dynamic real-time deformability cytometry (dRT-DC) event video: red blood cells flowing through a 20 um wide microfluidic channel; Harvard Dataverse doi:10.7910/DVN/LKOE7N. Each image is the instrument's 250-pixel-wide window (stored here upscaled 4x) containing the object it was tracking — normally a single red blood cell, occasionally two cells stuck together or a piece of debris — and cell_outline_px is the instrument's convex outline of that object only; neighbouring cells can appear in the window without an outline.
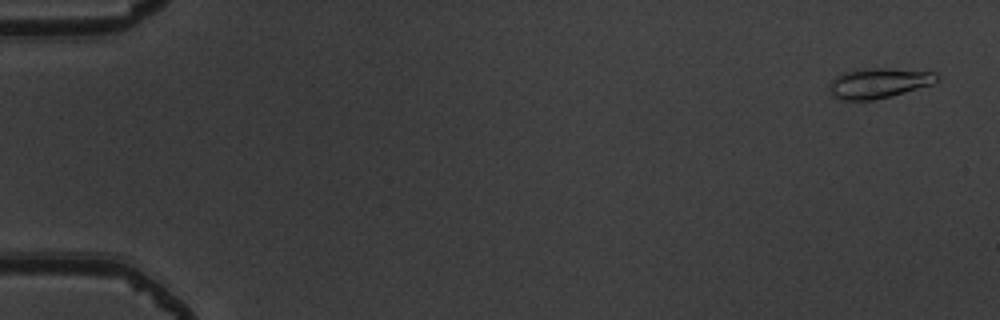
{"species": "common noctule bat (a hibernating species)", "species_latin": "Nyctalus noctula", "temperature_condition": "warm", "stored_images_in_passage": 53, "camera_frame_rate_fps": 3000, "um_per_image_px": 0.085, "animal": {"sex": "male", "body_mass_g": 19.5, "forearm_length_mm": 54.6}, "frame": {"image": 1, "passage_image": 2, "time_ms": 0.333, "image_size_px": [1000, 320], "cell_outline_px": [[940, 76], [932, 84], [892, 96], [872, 100], [840, 100], [832, 96], [828, 88], [828, 84], [836, 76], [844, 72], [856, 68], [884, 68], [936, 72]], "centroid_in_image_um": [74.64, 7.06], "position_along_channel_um": 10.4, "area_um2": 19.07}}
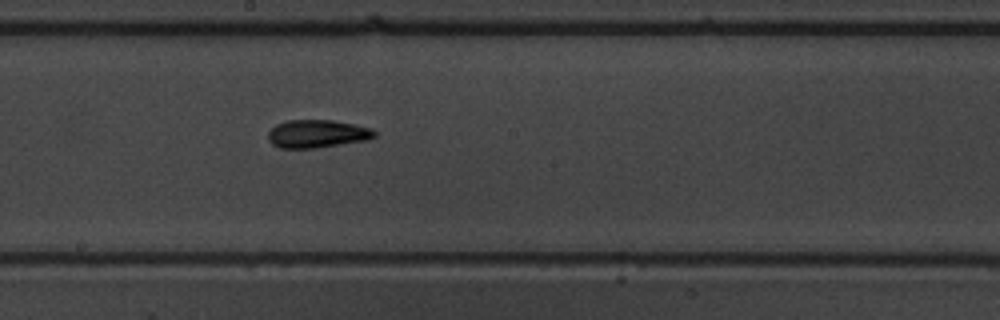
{"frame": {"image": 2, "passage_image": 30, "time_ms": 9.667, "image_size_px": [1000, 320], "cell_outline_px": [[376, 136], [368, 140], [316, 148], [280, 148], [272, 144], [268, 140], [268, 132], [276, 124], [288, 120], [332, 120], [372, 128], [376, 132]], "centroid_in_image_um": [26.96, 11.37], "position_along_channel_um": 221.2, "area_um2": 17.4}}
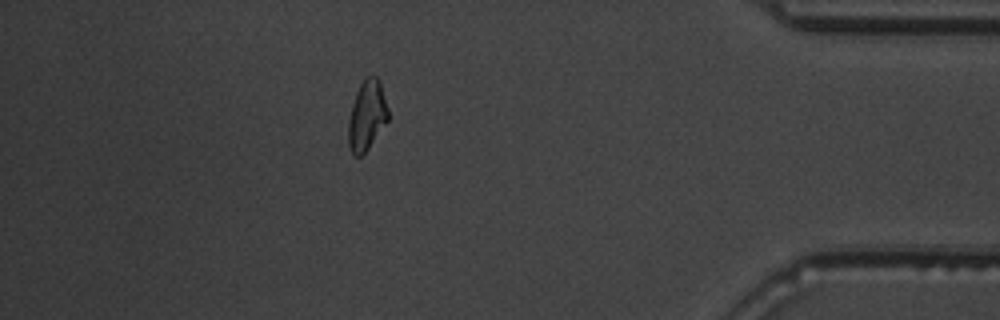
{"frame": {"image": 3, "passage_image": 47, "time_ms": 15.333, "image_size_px": [1000, 320], "cell_outline_px": [[388, 120], [368, 148], [360, 156], [356, 156], [352, 152], [348, 144], [348, 120], [352, 104], [356, 92], [360, 84], [372, 72], [380, 80], [388, 108]], "centroid_in_image_um": [31.19, 9.77], "position_along_channel_um": 404.0, "area_um2": 16.18}, "authors_computed_cell_mechanics": {"area_um2": 17.051, "velocity_mm_per_s": 3.8918, "shape_relaxation_time_tau1_ms": 10.4294, "shape_relaxation_time_tau2_ms": 3.2488, "deformation_change_tau1": 0.2489, "deformation_change_tau2": 0.1116}}